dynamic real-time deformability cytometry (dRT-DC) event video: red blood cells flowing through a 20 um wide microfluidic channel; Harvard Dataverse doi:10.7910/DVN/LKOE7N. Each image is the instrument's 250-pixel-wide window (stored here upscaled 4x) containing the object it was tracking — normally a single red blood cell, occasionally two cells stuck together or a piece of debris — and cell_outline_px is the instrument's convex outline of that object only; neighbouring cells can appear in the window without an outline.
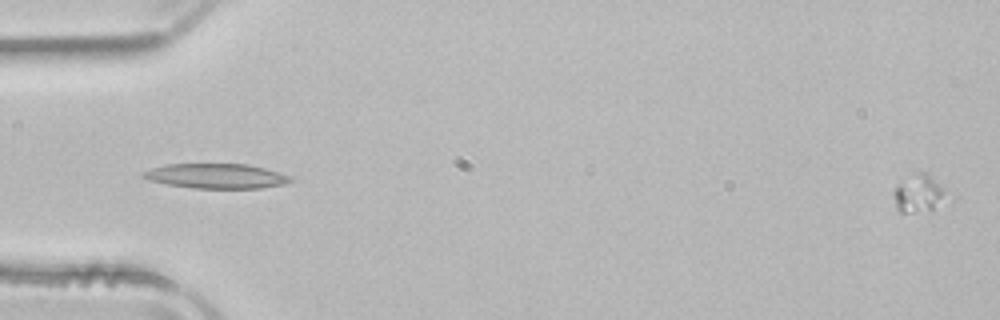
{"species": "common noctule bat (a hibernating species)", "species_latin": "Nyctalus noctula", "temperature_condition": "room temperature", "stored_images_in_passage": 11, "camera_frame_rate_fps": 3000, "um_per_image_px": 0.085, "animal": {"sex": "male", "body_mass_g": 21.5, "forearm_length_mm": 52.0}, "frame": {"image": 1, "passage_image": 1, "time_ms": 0.0, "image_size_px": [1000, 320], "cell_outline_px": [[956, 196], [952, 200], [932, 208], [912, 212], [900, 212], [896, 208], [892, 192], [900, 184], [916, 172], [924, 172]], "centroid_in_image_um": [78.23, 16.47], "position_along_channel_um": 6.8, "area_um2": 11.85}}